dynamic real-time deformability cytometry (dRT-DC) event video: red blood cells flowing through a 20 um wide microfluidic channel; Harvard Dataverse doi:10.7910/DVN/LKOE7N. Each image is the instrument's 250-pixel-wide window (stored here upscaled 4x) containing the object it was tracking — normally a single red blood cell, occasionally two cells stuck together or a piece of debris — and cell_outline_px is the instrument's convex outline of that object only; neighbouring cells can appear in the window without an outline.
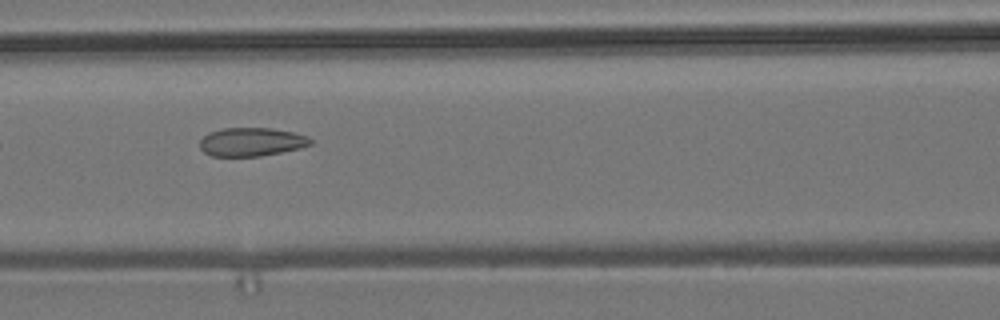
{"species": "common noctule bat (a hibernating species)", "species_latin": "Nyctalus noctula", "temperature_condition": "room temperature", "stored_images_in_passage": 8, "camera_frame_rate_fps": 3000, "um_per_image_px": 0.085, "animal": {"sex": "male", "body_mass_g": 19.2, "forearm_length_mm": 51.8}, "frame": {"image": 1, "passage_image": 7, "time_ms": 6.667, "image_size_px": [1000, 320], "cell_outline_px": [[312, 144], [300, 148], [260, 156], [212, 156], [204, 152], [200, 148], [200, 140], [208, 132], [224, 128], [268, 128], [292, 132], [308, 136], [312, 140]], "centroid_in_image_um": [21.36, 12.06], "position_along_channel_um": 145.2, "area_um2": 18.32}}
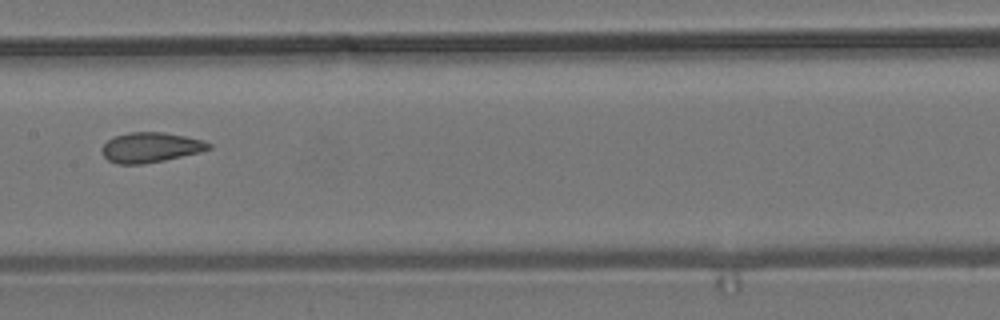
{"frame": {"image": 2, "passage_image": 8, "time_ms": 8.0, "image_size_px": [1000, 320], "cell_outline_px": [[212, 148], [200, 152], [164, 160], [144, 164], [116, 164], [108, 160], [100, 152], [100, 148], [112, 136], [128, 132], [164, 132], [204, 140], [212, 144]], "centroid_in_image_um": [12.77, 12.52], "position_along_channel_um": 194.6, "area_um2": 18.9}}